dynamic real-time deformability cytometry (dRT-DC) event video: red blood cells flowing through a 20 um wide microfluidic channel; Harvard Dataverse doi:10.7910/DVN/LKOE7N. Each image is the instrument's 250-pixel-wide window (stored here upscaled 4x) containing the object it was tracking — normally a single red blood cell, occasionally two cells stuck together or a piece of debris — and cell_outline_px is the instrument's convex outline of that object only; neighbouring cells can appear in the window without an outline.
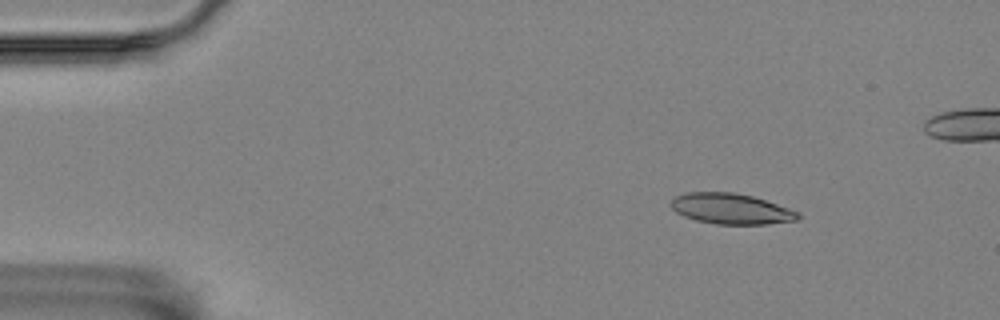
{"species": "Egyptian fruit bat (a non-hibernating species)", "species_latin": "Rousettus aegyptiacus", "temperature_condition": "room temperature", "stored_images_in_passage": 4, "camera_frame_rate_fps": 3000, "um_per_image_px": 0.085, "animal": {"sex": "female"}, "frame": {"image": 1, "passage_image": 1, "time_ms": 0.0, "image_size_px": [1000, 320], "cell_outline_px": [[800, 220], [768, 224], [716, 224], [696, 220], [684, 216], [676, 212], [672, 208], [672, 200], [676, 196], [688, 192], [732, 192], [752, 196], [800, 212]], "centroid_in_image_um": [62.17, 17.75], "position_along_channel_um": 22.8, "area_um2": 22.54}}